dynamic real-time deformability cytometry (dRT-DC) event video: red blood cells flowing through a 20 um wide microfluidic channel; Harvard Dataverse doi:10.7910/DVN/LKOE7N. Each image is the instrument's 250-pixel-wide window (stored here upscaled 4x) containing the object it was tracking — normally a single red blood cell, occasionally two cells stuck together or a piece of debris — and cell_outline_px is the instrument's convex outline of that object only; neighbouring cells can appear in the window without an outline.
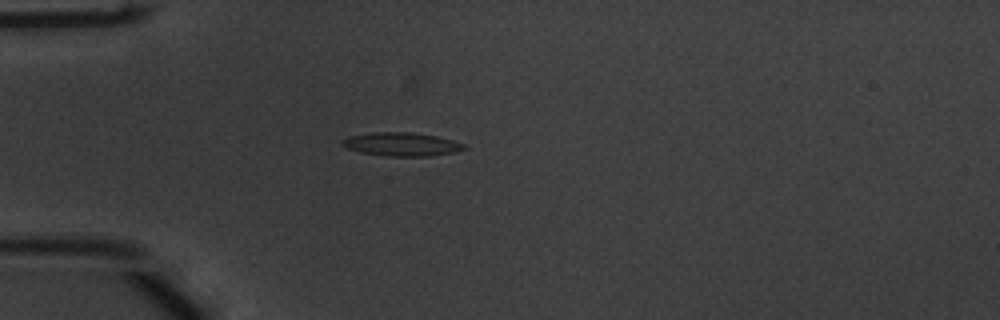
{"species": "common noctule bat (a hibernating species)", "species_latin": "Nyctalus noctula", "temperature_condition": "warm", "stored_images_in_passage": 38, "camera_frame_rate_fps": 3000, "um_per_image_px": 0.085, "animal": {"sex": "male", "body_mass_g": 20.1, "forearm_length_mm": 53.5}, "frame": {"image": 1, "passage_image": 1, "time_ms": 0.0, "image_size_px": [1000, 320], "cell_outline_px": [[468, 148], [452, 152], [432, 156], [384, 156], [360, 152], [348, 148], [340, 144], [340, 140], [348, 136], [372, 132], [412, 132], [436, 136], [452, 140], [464, 144]], "centroid_in_image_um": [34.09, 12.26], "position_along_channel_um": 50.9, "area_um2": 16.76}}
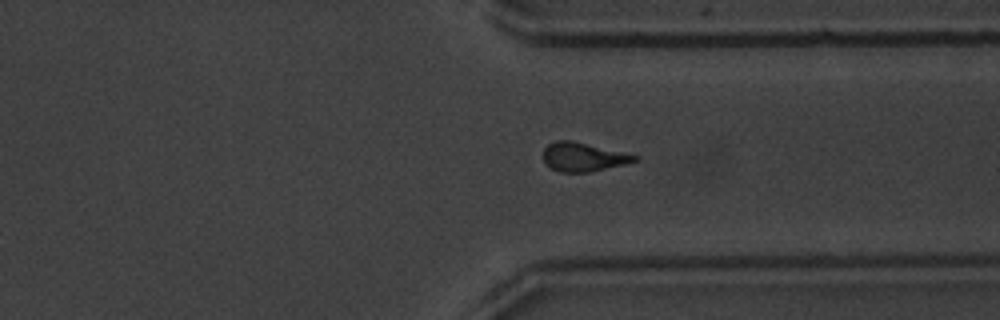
{"frame": {"image": 2, "passage_image": 26, "time_ms": 8.333, "image_size_px": [1000, 320], "cell_outline_px": [[640, 160], [628, 164], [588, 172], [560, 172], [544, 164], [544, 148], [548, 144], [556, 140], [572, 140], [640, 156]], "centroid_in_image_um": [49.61, 13.34], "position_along_channel_um": 361.8, "area_um2": 15.49}}
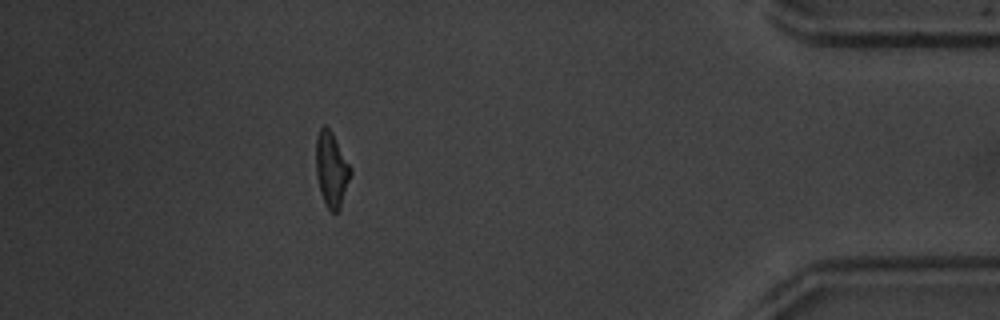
{"frame": {"image": 3, "passage_image": 33, "time_ms": 10.667, "image_size_px": [1000, 320], "cell_outline_px": [[352, 172], [340, 208], [336, 212], [332, 212], [328, 208], [320, 192], [316, 176], [316, 136], [320, 128], [324, 124], [332, 132], [352, 168]], "centroid_in_image_um": [28.17, 14.38], "position_along_channel_um": 407.0, "area_um2": 15.09}, "authors_computed_cell_mechanics": {"area_um2": 15.4904, "velocity_mm_per_s": 3.8861, "shape_relaxation_time_tau1_ms": 4.3113, "shape_relaxation_time_tau2_ms": 2.4385, "deformation_change_tau1": 0.1875, "deformation_change_tau2": 0.1325}}